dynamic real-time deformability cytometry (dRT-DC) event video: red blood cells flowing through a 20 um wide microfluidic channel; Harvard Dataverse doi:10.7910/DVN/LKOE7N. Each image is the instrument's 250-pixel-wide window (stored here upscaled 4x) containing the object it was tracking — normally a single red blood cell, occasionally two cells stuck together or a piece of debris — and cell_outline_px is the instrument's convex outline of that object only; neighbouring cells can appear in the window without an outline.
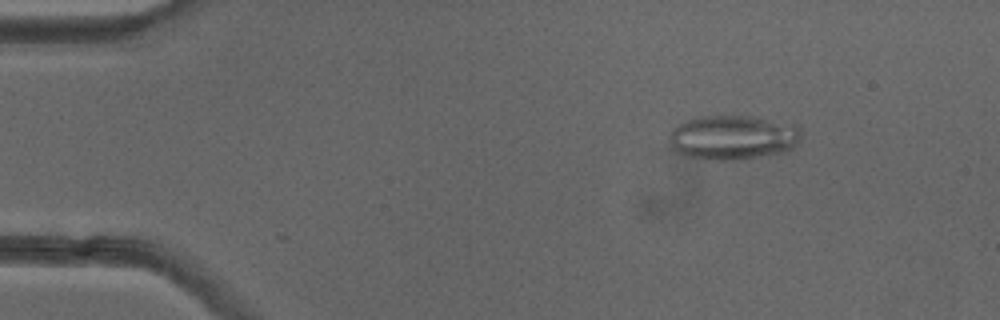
{"species": "common noctule bat (a hibernating species)", "species_latin": "Nyctalus noctula", "temperature_condition": "cold", "stored_images_in_passage": 51, "camera_frame_rate_fps": 3000, "um_per_image_px": 0.085, "animal": {"sex": "female"}, "frame": {"image": 1, "passage_image": 7, "time_ms": 2.0, "image_size_px": [1000, 320], "cell_outline_px": [[800, 140], [792, 148], [784, 152], [736, 160], [700, 160], [684, 156], [676, 152], [668, 144], [668, 136], [672, 128], [676, 124], [696, 116], [752, 116], [800, 124]], "centroid_in_image_um": [62.25, 11.68], "position_along_channel_um": 22.7, "area_um2": 35.08}}
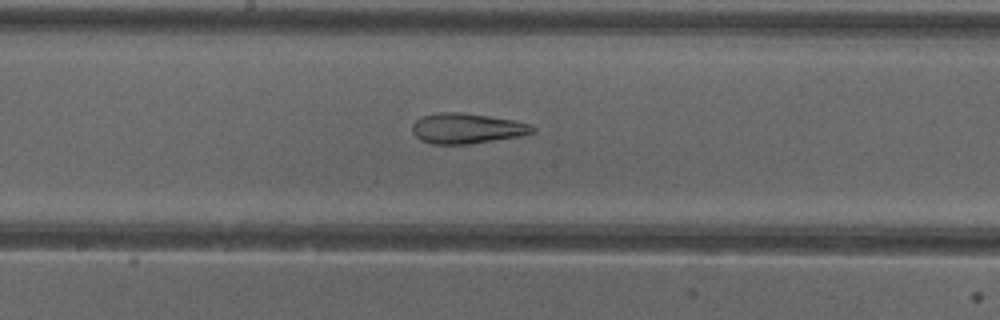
{"frame": {"image": 2, "passage_image": 27, "time_ms": 8.667, "image_size_px": [1000, 320], "cell_outline_px": [[536, 132], [520, 136], [468, 144], [432, 144], [420, 140], [412, 132], [412, 124], [416, 120], [424, 116], [440, 112], [460, 112], [488, 116], [512, 120], [528, 124], [536, 128]], "centroid_in_image_um": [39.67, 10.92], "position_along_channel_um": 208.5, "area_um2": 21.1}}
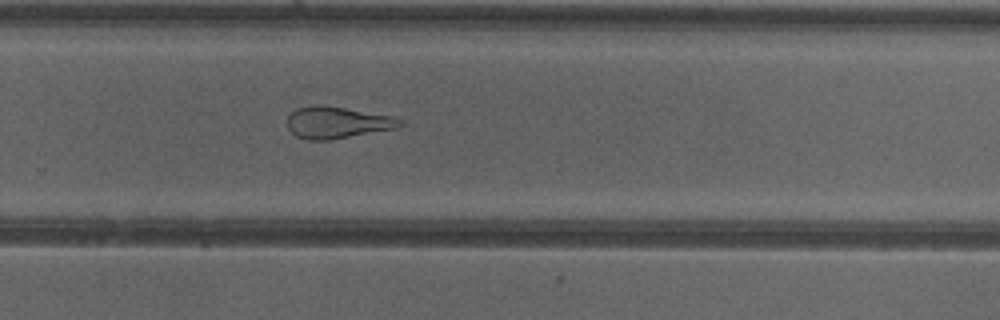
{"frame": {"image": 3, "passage_image": 34, "time_ms": 11.0, "image_size_px": [1000, 320], "cell_outline_px": [[404, 124], [400, 128], [328, 140], [308, 140], [296, 136], [288, 128], [288, 116], [296, 108], [316, 104], [324, 104], [392, 116], [400, 120]], "centroid_in_image_um": [28.67, 10.4], "position_along_channel_um": 301.1, "area_um2": 20.98}, "authors_computed_cell_mechanics": {"area_um2": 25.6632, "velocity_mm_per_s": 3.9886, "shape_relaxation_time_tau1_ms": null, "shape_relaxation_time_tau2_ms": 2.2826, "deformation_change_tau1": null, "deformation_change_tau2": 0.1283}}